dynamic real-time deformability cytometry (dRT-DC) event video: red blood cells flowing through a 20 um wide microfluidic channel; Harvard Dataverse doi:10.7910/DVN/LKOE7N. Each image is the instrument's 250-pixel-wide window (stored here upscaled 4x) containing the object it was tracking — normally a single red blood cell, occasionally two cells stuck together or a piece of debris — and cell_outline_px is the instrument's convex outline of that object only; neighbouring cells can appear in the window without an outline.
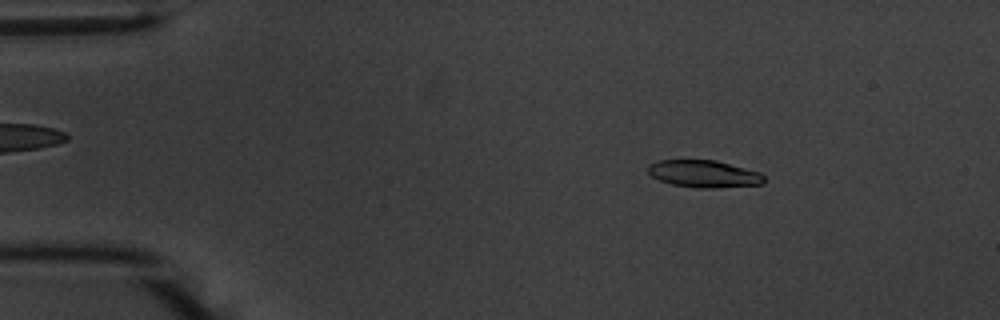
{"species": "common noctule bat (a hibernating species)", "species_latin": "Nyctalus noctula", "temperature_condition": "warm", "stored_images_in_passage": 48, "camera_frame_rate_fps": 3000, "um_per_image_px": 0.085, "animal": {"sex": "male", "body_mass_g": 20.1, "forearm_length_mm": 53.5}, "frame": {"image": 1, "passage_image": 2, "time_ms": 0.333, "image_size_px": [1000, 320], "cell_outline_px": [[764, 184], [712, 188], [696, 188], [672, 184], [660, 180], [652, 176], [648, 172], [648, 164], [660, 160], [716, 160], [760, 172], [764, 176]], "centroid_in_image_um": [59.84, 14.77], "position_along_channel_um": 25.2, "area_um2": 18.38}}
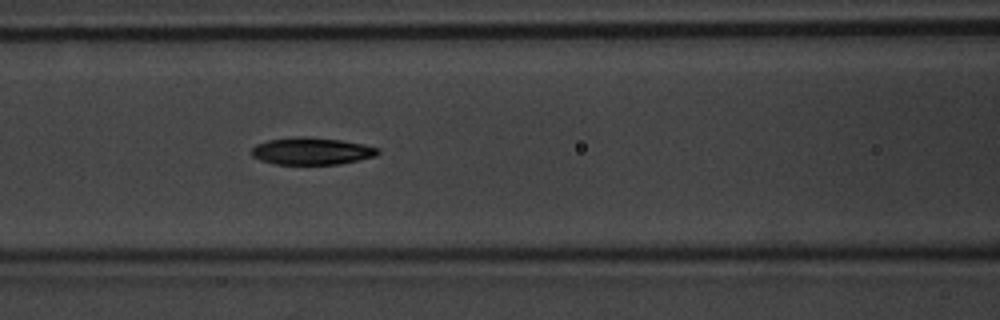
{"frame": {"image": 2, "passage_image": 17, "time_ms": 5.333, "image_size_px": [1000, 320], "cell_outline_px": [[380, 152], [376, 156], [340, 164], [276, 164], [260, 160], [252, 156], [248, 152], [256, 144], [268, 140], [292, 136], [308, 136], [340, 140], [364, 144], [380, 148]], "centroid_in_image_um": [26.47, 12.83], "position_along_channel_um": 140.1, "area_um2": 20.29}}
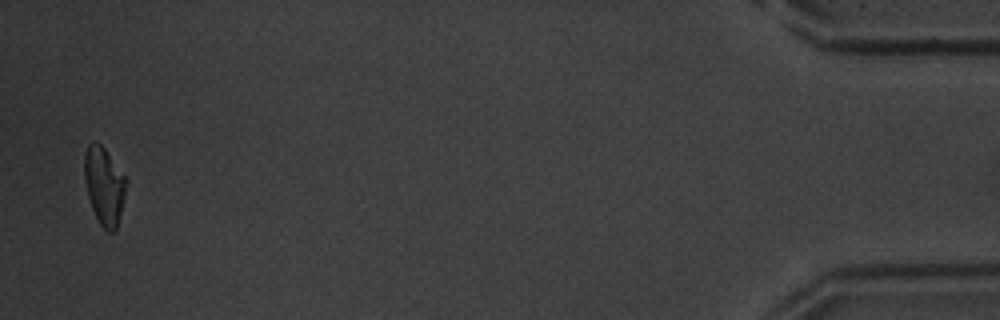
{"frame": {"image": 3, "passage_image": 47, "time_ms": 15.333, "image_size_px": [1000, 320], "cell_outline_px": [[124, 196], [116, 228], [112, 232], [108, 232], [100, 224], [92, 208], [88, 196], [84, 180], [84, 156], [88, 144], [96, 140], [104, 148], [124, 176]], "centroid_in_image_um": [8.8, 15.76], "position_along_channel_um": 426.4, "area_um2": 18.26}, "authors_computed_cell_mechanics": {"area_um2": 19.8254, "velocity_mm_per_s": 3.7204, "shape_relaxation_time_tau1_ms": 4.1153, "shape_relaxation_time_tau2_ms": 4.3485, "deformation_change_tau1": 0.1717, "deformation_change_tau2": 0.1046}}